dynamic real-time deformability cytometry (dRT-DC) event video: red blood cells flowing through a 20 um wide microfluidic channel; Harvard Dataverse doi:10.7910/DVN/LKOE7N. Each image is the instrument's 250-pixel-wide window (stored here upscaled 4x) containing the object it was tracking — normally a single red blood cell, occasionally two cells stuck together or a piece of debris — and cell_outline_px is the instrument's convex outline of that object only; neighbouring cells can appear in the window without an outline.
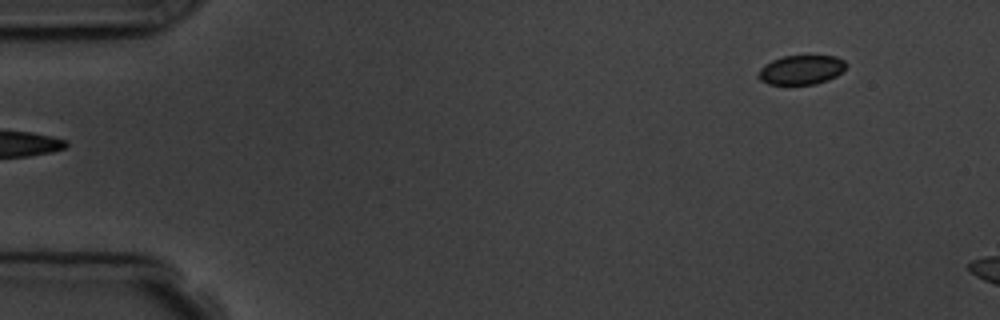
{"species": "common noctule bat (a hibernating species)", "species_latin": "Nyctalus noctula", "temperature_condition": "room temperature", "stored_images_in_passage": 4, "segment_of_instrument_passage": [2, 2], "camera_frame_rate_fps": 3000, "um_per_image_px": 0.085, "animal": {"sex": "male", "body_mass_g": 19.5, "forearm_length_mm": 54.6}, "frame": {"image": 1, "passage_image": 4, "time_ms": 4.333, "image_size_px": [1000, 320], "cell_outline_px": [[848, 64], [836, 76], [828, 80], [816, 84], [768, 84], [760, 80], [756, 76], [760, 68], [764, 64], [772, 60], [784, 56], [836, 56], [844, 60]], "centroid_in_image_um": [68.08, 5.93], "position_along_channel_um": 16.9, "area_um2": 15.03}}